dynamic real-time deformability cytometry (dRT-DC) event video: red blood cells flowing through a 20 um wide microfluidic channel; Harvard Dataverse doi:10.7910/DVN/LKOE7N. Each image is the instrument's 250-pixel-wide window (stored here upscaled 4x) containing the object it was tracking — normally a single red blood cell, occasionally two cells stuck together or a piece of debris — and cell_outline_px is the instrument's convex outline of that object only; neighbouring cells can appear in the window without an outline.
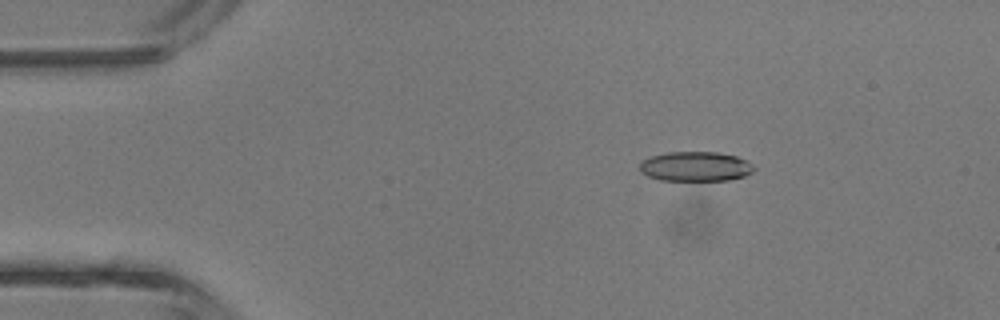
{"species": "common noctule bat (a hibernating species)", "species_latin": "Nyctalus noctula", "temperature_condition": "room temperature", "stored_images_in_passage": 41, "camera_frame_rate_fps": 3000, "um_per_image_px": 0.085, "animal": {"sex": "male", "body_mass_g": 13.3}, "frame": {"image": 1, "passage_image": 7, "time_ms": 2.0, "image_size_px": [1000, 320], "cell_outline_px": [[756, 168], [752, 172], [744, 176], [728, 180], [660, 180], [648, 176], [640, 172], [640, 160], [652, 156], [668, 152], [716, 152], [736, 156], [752, 164]], "centroid_in_image_um": [59.09, 14.15], "position_along_channel_um": 25.9, "area_um2": 19.71}}
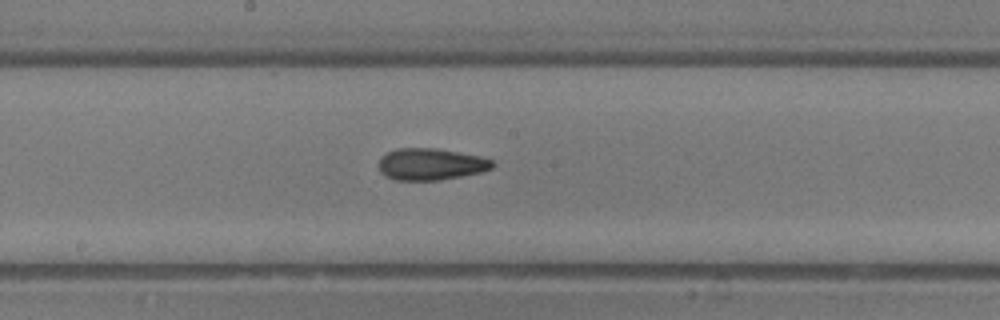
{"frame": {"image": 2, "passage_image": 22, "time_ms": 7.0, "image_size_px": [1000, 320], "cell_outline_px": [[496, 164], [492, 168], [480, 172], [440, 180], [396, 180], [380, 172], [380, 160], [388, 152], [396, 148], [436, 148], [480, 156], [492, 160]], "centroid_in_image_um": [36.65, 13.95], "position_along_channel_um": 211.6, "area_um2": 20.81}}
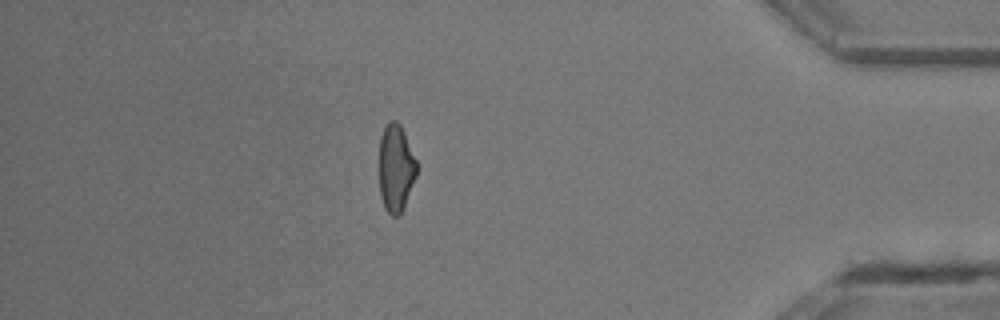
{"frame": {"image": 3, "passage_image": 36, "time_ms": 11.667, "image_size_px": [1000, 320], "cell_outline_px": [[416, 176], [404, 208], [400, 216], [392, 216], [384, 208], [380, 196], [380, 136], [388, 120], [396, 120], [400, 124], [404, 132], [416, 160]], "centroid_in_image_um": [33.64, 14.3], "position_along_channel_um": 401.6, "area_um2": 19.13}}